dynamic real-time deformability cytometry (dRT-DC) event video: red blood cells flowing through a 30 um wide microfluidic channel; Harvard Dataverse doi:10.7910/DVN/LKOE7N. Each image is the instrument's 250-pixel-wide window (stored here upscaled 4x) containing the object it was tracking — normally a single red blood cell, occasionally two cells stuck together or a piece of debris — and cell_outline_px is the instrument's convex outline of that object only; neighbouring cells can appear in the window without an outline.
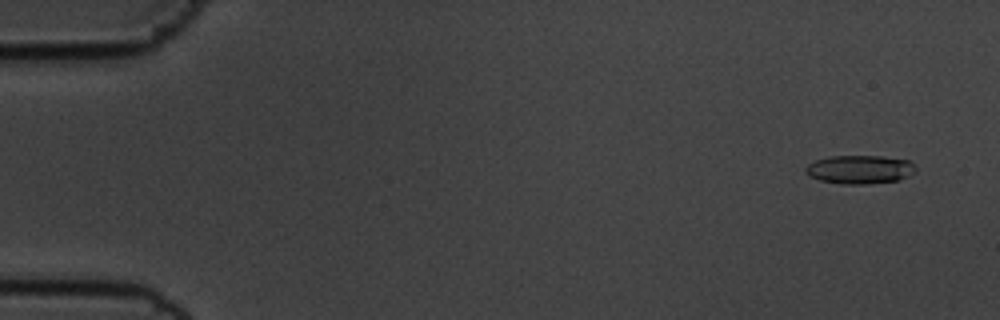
{"species": "common noctule bat (a hibernating species)", "species_latin": "Nyctalus noctula", "temperature_condition": "cold", "stored_images_in_passage": 55, "camera_frame_rate_fps": 3000, "um_per_image_px": 0.085, "animal": {"sex": "male", "body_mass_g": 19.5, "forearm_length_mm": 54.6}, "frame": {"image": 1, "passage_image": 2, "time_ms": 0.333, "image_size_px": [1000, 320], "cell_outline_px": [[916, 172], [900, 180], [864, 184], [840, 184], [820, 180], [808, 176], [804, 172], [804, 168], [808, 164], [816, 160], [828, 156], [884, 156], [908, 160], [916, 168]], "centroid_in_image_um": [73.06, 14.4], "position_along_channel_um": 11.9, "area_um2": 18.5}}
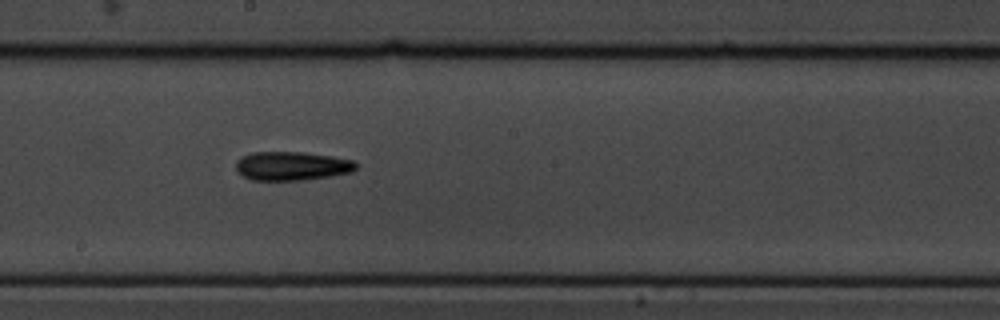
{"frame": {"image": 2, "passage_image": 30, "time_ms": 9.667, "image_size_px": [1000, 320], "cell_outline_px": [[356, 168], [352, 172], [332, 176], [300, 180], [252, 180], [236, 172], [236, 160], [240, 156], [252, 152], [304, 152], [332, 156], [352, 160], [356, 164]], "centroid_in_image_um": [24.77, 14.1], "position_along_channel_um": 223.4, "area_um2": 20.29}}
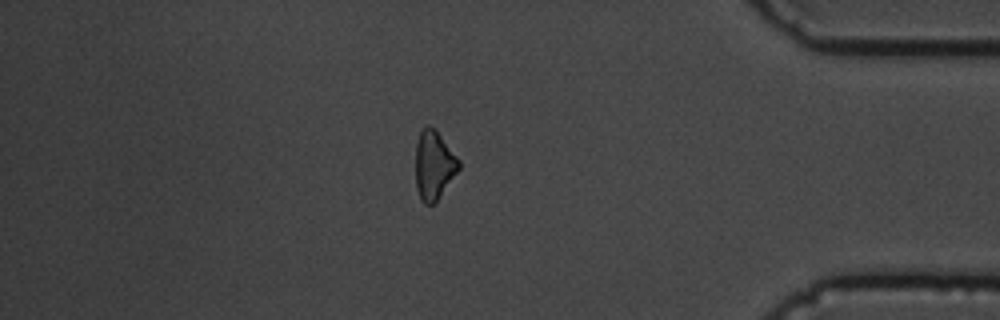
{"frame": {"image": 3, "passage_image": 47, "time_ms": 15.333, "image_size_px": [1000, 320], "cell_outline_px": [[460, 168], [436, 200], [432, 204], [424, 204], [420, 200], [416, 188], [416, 144], [420, 132], [424, 124], [428, 124], [436, 128], [460, 160]], "centroid_in_image_um": [36.87, 13.98], "position_along_channel_um": 398.3, "area_um2": 17.46}, "authors_computed_cell_mechanics": {"area_um2": 18.6116, "velocity_mm_per_s": 3.6239, "shape_relaxation_time_tau1_ms": 6.147, "shape_relaxation_time_tau2_ms": null, "deformation_change_tau1": 0.1447, "deformation_change_tau2": null}}